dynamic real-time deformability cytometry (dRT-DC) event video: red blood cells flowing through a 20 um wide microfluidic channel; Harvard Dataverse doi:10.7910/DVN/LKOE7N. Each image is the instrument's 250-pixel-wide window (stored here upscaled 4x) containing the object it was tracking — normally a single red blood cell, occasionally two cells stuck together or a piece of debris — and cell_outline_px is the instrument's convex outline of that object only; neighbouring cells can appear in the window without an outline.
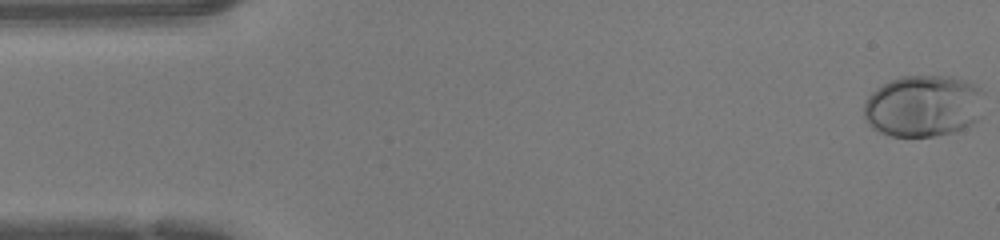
{"species": "human", "species_latin": "Homo sapiens", "temperature_condition": "warm", "stored_images_in_passage": 48, "camera_frame_rate_fps": 3000, "um_per_image_px": 0.085, "donor": {"sex": "female"}, "frame": {"image": 1, "passage_image": 1, "time_ms": 0.0, "image_size_px": [1000, 240], "cell_outline_px": [[984, 116], [972, 124], [956, 132], [936, 136], [892, 136], [880, 132], [872, 128], [864, 120], [864, 104], [868, 96], [876, 88], [900, 76], [952, 76], [968, 80], [976, 84], [984, 92]], "centroid_in_image_um": [78.55, 9.01], "position_along_channel_um": 6.4, "area_um2": 44.27}}
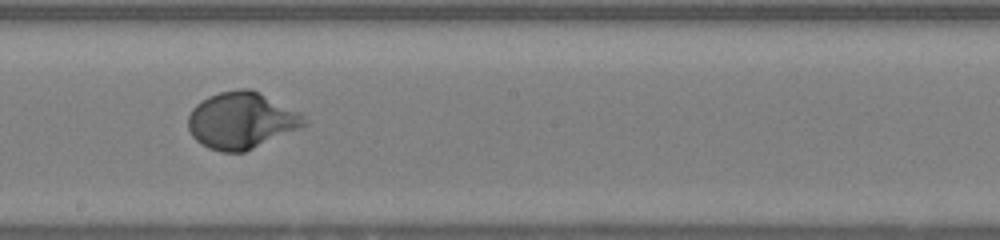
{"frame": {"image": 2, "passage_image": 26, "time_ms": 8.333, "image_size_px": [1000, 240], "cell_outline_px": [[308, 124], [300, 128], [244, 152], [220, 152], [208, 148], [200, 144], [192, 136], [188, 128], [188, 116], [192, 108], [196, 104], [208, 96], [220, 92], [240, 88], [252, 88], [304, 116]], "centroid_in_image_um": [20.48, 10.24], "position_along_channel_um": 227.7, "area_um2": 38.09}}
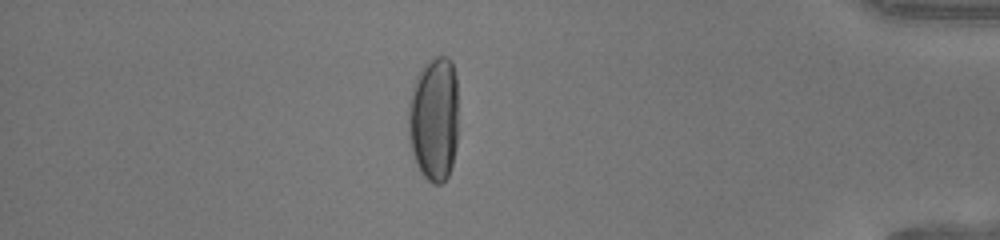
{"frame": {"image": 3, "passage_image": 41, "time_ms": 13.333, "image_size_px": [1000, 240], "cell_outline_px": [[456, 144], [452, 164], [448, 176], [440, 184], [432, 184], [420, 172], [416, 164], [412, 152], [408, 136], [408, 104], [412, 88], [416, 76], [420, 68], [424, 64], [436, 56], [448, 56], [452, 60], [456, 76]], "centroid_in_image_um": [36.86, 10.09], "position_along_channel_um": 398.3, "area_um2": 36.59}, "authors_computed_cell_mechanics": {"area_um2": 36.6741, "velocity_mm_per_s": 4.2504, "shape_relaxation_time_tau1_ms": 3.0638, "shape_relaxation_time_tau2_ms": null, "deformation_change_tau1": 0.2117, "deformation_change_tau2": null}}